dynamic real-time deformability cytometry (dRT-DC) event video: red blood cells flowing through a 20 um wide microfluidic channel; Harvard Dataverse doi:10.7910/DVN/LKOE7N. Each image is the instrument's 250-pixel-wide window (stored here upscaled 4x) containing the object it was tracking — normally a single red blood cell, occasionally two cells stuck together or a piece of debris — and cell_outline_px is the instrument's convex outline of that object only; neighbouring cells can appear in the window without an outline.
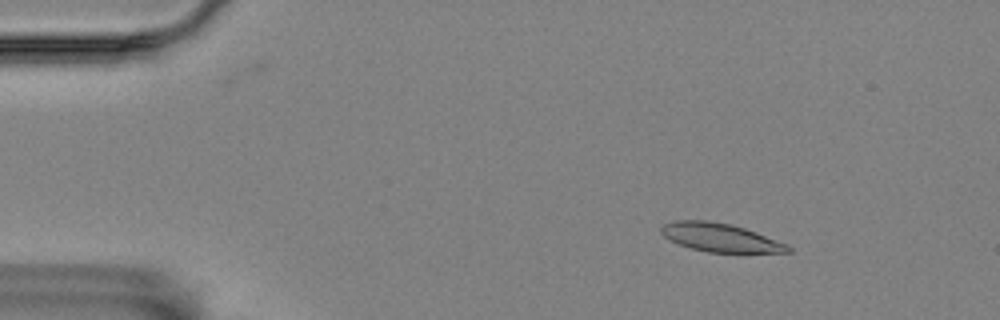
{"species": "Egyptian fruit bat (a non-hibernating species)", "species_latin": "Rousettus aegyptiacus", "temperature_condition": "room temperature", "stored_images_in_passage": 53, "camera_frame_rate_fps": 3000, "um_per_image_px": 0.085, "animal": {"sex": "female"}, "frame": {"image": 1, "passage_image": 4, "time_ms": 1.0, "image_size_px": [1000, 320], "cell_outline_px": [[792, 252], [708, 252], [692, 248], [680, 244], [664, 236], [660, 232], [660, 228], [664, 224], [676, 220], [708, 220], [732, 224], [756, 232], [788, 244], [792, 248]], "centroid_in_image_um": [61.24, 20.18], "position_along_channel_um": 23.8, "area_um2": 20.87}}
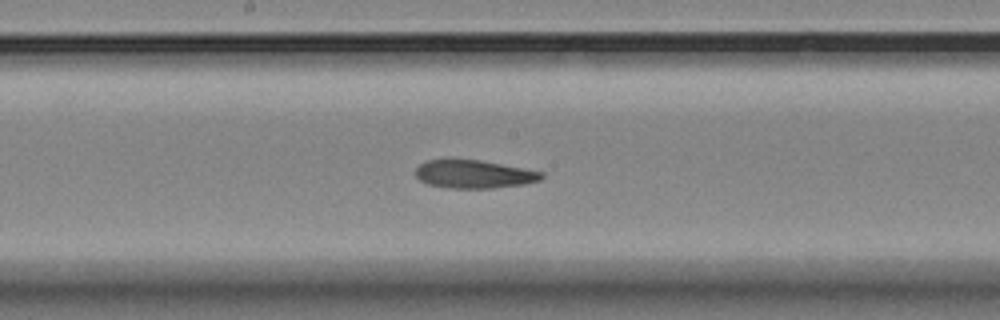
{"frame": {"image": 2, "passage_image": 26, "time_ms": 8.333, "image_size_px": [1000, 320], "cell_outline_px": [[544, 176], [540, 180], [524, 184], [492, 188], [448, 188], [428, 184], [420, 180], [416, 176], [416, 168], [420, 164], [428, 160], [448, 156], [480, 160], [544, 172]], "centroid_in_image_um": [40.23, 14.76], "position_along_channel_um": 208.0, "area_um2": 21.21}}
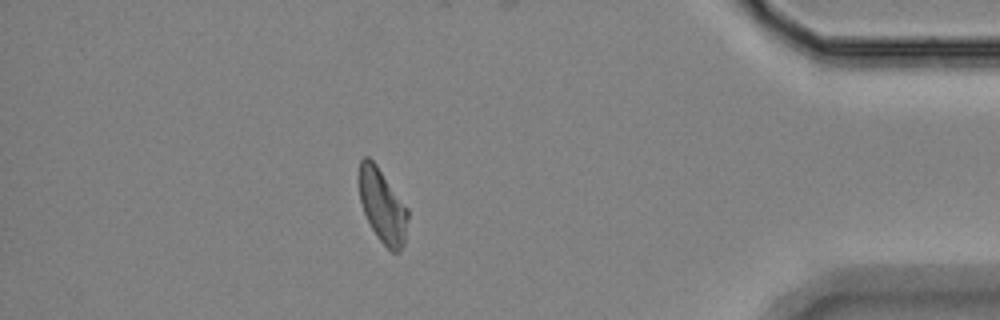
{"frame": {"image": 3, "passage_image": 46, "time_ms": 15.0, "image_size_px": [1000, 320], "cell_outline_px": [[408, 220], [404, 244], [400, 252], [392, 252], [376, 236], [364, 212], [360, 200], [360, 160], [364, 156], [368, 156], [376, 164], [408, 208]], "centroid_in_image_um": [32.53, 17.52], "position_along_channel_um": 402.7, "area_um2": 20.69}, "authors_computed_cell_mechanics": {"area_um2": 21.2126, "velocity_mm_per_s": 3.5053, "shape_relaxation_time_tau1_ms": null, "shape_relaxation_time_tau2_ms": 5.7856, "deformation_change_tau1": null, "deformation_change_tau2": 0.1391}}